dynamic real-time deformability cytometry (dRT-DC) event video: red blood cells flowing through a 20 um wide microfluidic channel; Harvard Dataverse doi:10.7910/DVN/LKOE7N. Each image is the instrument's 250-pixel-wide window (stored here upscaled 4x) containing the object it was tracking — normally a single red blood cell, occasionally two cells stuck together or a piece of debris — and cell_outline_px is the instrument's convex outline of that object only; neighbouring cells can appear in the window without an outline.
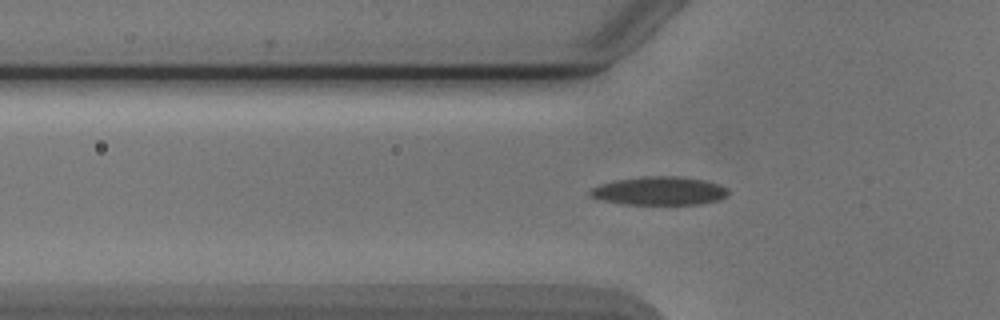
{"species": "Egyptian fruit bat (a non-hibernating species)", "species_latin": "Rousettus aegyptiacus", "temperature_condition": "cold", "stored_images_in_passage": 49, "camera_frame_rate_fps": 3000, "um_per_image_px": 0.085, "animal": {"sex": "male"}, "frame": {"image": 1, "passage_image": 17, "time_ms": 5.333, "image_size_px": [1000, 320], "cell_outline_px": [[728, 196], [720, 200], [700, 204], [620, 204], [600, 200], [588, 196], [588, 192], [592, 188], [600, 184], [616, 180], [644, 176], [676, 176], [704, 180], [720, 184], [728, 188]], "centroid_in_image_um": [56.04, 16.23], "position_along_channel_um": 69.8, "area_um2": 23.12}}
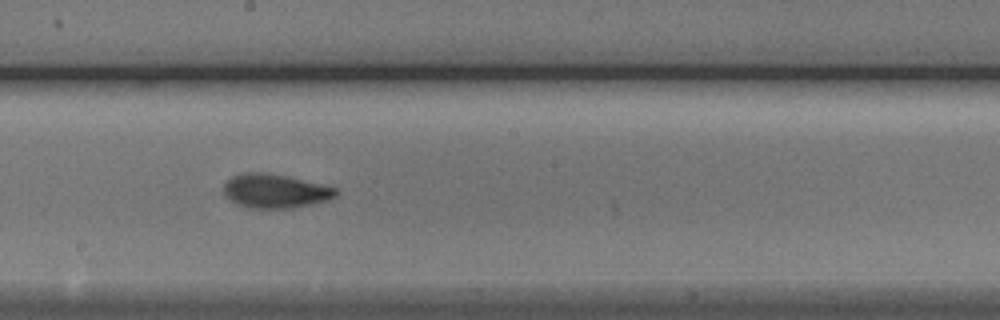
{"frame": {"image": 2, "passage_image": 29, "time_ms": 9.333, "image_size_px": [1000, 320], "cell_outline_px": [[336, 196], [328, 200], [292, 208], [248, 208], [236, 204], [224, 192], [224, 184], [232, 176], [244, 172], [264, 172], [284, 176], [320, 184], [336, 188]], "centroid_in_image_um": [23.36, 16.24], "position_along_channel_um": 224.8, "area_um2": 21.85}}
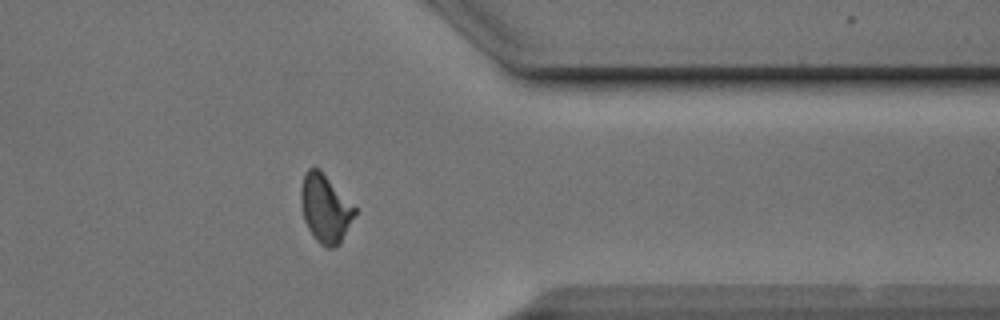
{"frame": {"image": 3, "passage_image": 42, "time_ms": 13.667, "image_size_px": [1000, 320], "cell_outline_px": [[356, 212], [340, 244], [332, 248], [328, 248], [320, 244], [316, 240], [308, 228], [304, 220], [300, 200], [300, 188], [304, 176], [308, 168], [320, 168], [356, 208]], "centroid_in_image_um": [27.63, 17.71], "position_along_channel_um": 383.8, "area_um2": 21.33}, "authors_computed_cell_mechanics": {"area_um2": 21.5016, "velocity_mm_per_s": 3.8829, "shape_relaxation_time_tau1_ms": 3.0863, "shape_relaxation_time_tau2_ms": 1.4104, "deformation_change_tau1": 0.1393, "deformation_change_tau2": 0.0629}}